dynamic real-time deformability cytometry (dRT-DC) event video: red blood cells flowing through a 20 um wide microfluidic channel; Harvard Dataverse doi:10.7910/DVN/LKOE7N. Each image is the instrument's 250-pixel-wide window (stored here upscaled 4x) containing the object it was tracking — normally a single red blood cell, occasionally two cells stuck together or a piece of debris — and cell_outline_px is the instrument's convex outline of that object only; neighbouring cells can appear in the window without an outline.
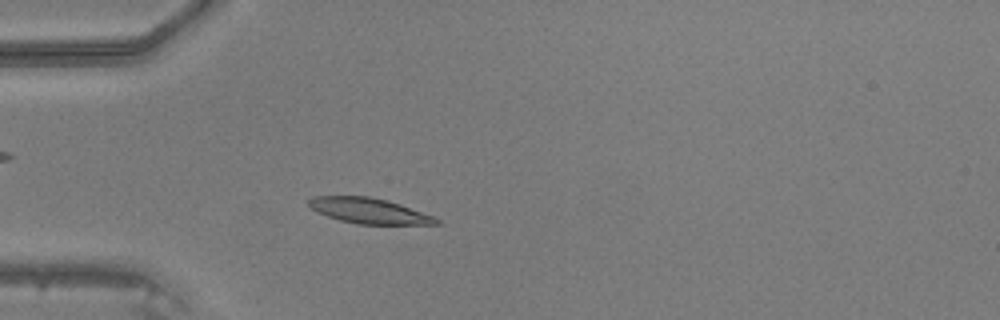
{"species": "common noctule bat (a hibernating species)", "species_latin": "Nyctalus noctula", "temperature_condition": "warm", "stored_images_in_passage": 17, "camera_frame_rate_fps": 3000, "um_per_image_px": 0.085, "animal": {"sex": "male", "body_mass_g": 20.5, "forearm_length_mm": 52.5}, "frame": {"image": 1, "passage_image": 10, "time_ms": 3.0, "image_size_px": [1000, 320], "cell_outline_px": [[444, 224], [356, 224], [340, 220], [316, 212], [308, 208], [308, 200], [312, 196], [368, 196], [388, 200], [436, 216]], "centroid_in_image_um": [31.38, 17.91], "position_along_channel_um": 53.6, "area_um2": 19.19}}
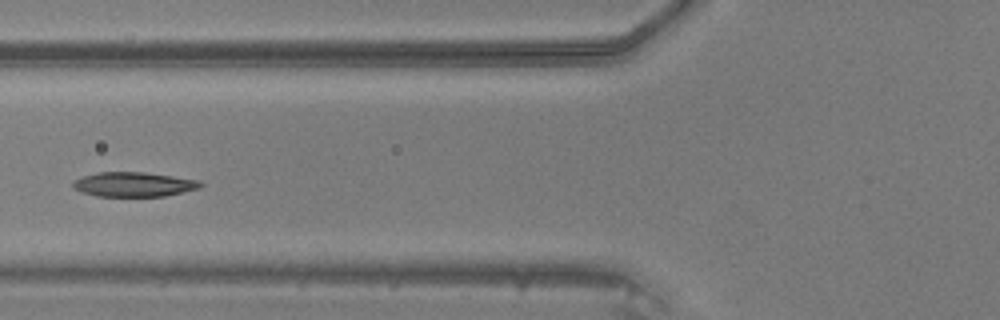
{"frame": {"image": 2, "passage_image": 15, "time_ms": 4.667, "image_size_px": [1000, 320], "cell_outline_px": [[204, 184], [200, 188], [164, 196], [96, 196], [80, 192], [72, 188], [72, 180], [96, 172], [144, 172], [200, 180]], "centroid_in_image_um": [11.34, 15.67], "position_along_channel_um": 114.5, "area_um2": 18.38}}